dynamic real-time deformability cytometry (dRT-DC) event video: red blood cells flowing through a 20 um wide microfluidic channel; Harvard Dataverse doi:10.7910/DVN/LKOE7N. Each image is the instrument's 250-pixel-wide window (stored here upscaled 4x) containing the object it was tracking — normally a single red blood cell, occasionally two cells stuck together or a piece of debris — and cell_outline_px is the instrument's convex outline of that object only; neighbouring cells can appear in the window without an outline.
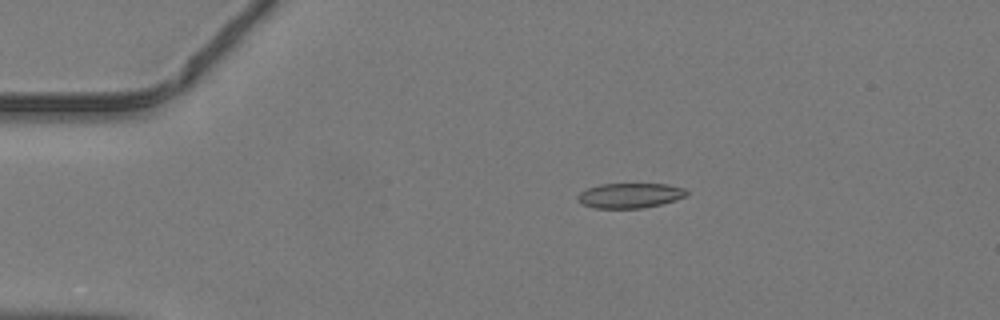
{"species": "common noctule bat (a hibernating species)", "species_latin": "Nyctalus noctula", "temperature_condition": "warm", "stored_images_in_passage": 47, "camera_frame_rate_fps": 3000, "um_per_image_px": 0.085, "animal": {"sex": "male", "body_mass_g": 19.2, "forearm_length_mm": 51.8}, "frame": {"image": 1, "passage_image": 10, "time_ms": 3.0, "image_size_px": [1000, 320], "cell_outline_px": [[688, 192], [684, 196], [676, 200], [644, 208], [592, 208], [576, 200], [576, 196], [580, 192], [588, 188], [600, 184], [668, 184], [684, 188]], "centroid_in_image_um": [53.52, 16.62], "position_along_channel_um": 31.5, "area_um2": 15.84}}
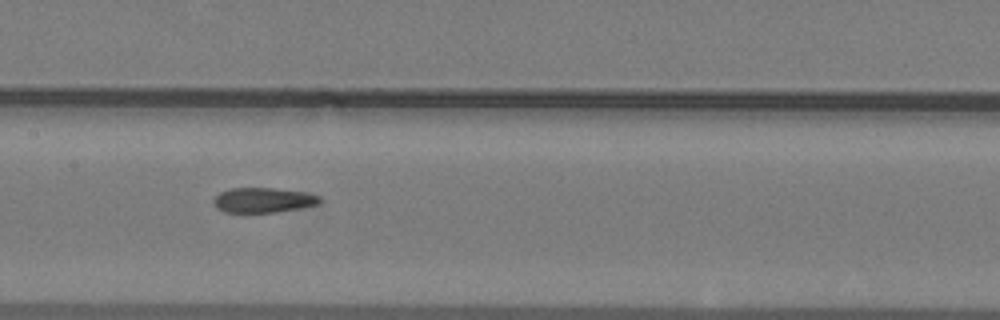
{"frame": {"image": 2, "passage_image": 24, "time_ms": 7.667, "image_size_px": [1000, 320], "cell_outline_px": [[320, 200], [316, 204], [300, 208], [276, 212], [224, 212], [216, 208], [212, 200], [220, 192], [228, 188], [276, 188], [304, 192], [320, 196]], "centroid_in_image_um": [22.32, 17.0], "position_along_channel_um": 185.1, "area_um2": 15.37}}
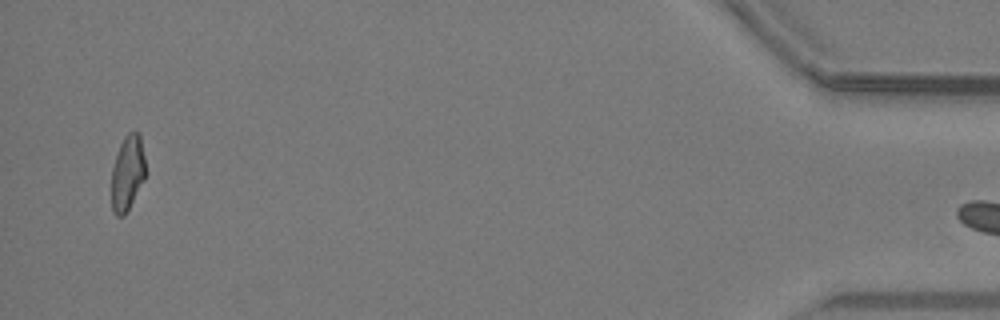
{"frame": {"image": 3, "passage_image": 46, "time_ms": 15.0, "image_size_px": [1000, 320], "cell_outline_px": [[144, 180], [124, 216], [116, 216], [112, 212], [112, 168], [120, 144], [124, 136], [128, 132], [140, 132], [144, 156]], "centroid_in_image_um": [10.83, 14.69], "position_along_channel_um": 424.4, "area_um2": 14.74}}